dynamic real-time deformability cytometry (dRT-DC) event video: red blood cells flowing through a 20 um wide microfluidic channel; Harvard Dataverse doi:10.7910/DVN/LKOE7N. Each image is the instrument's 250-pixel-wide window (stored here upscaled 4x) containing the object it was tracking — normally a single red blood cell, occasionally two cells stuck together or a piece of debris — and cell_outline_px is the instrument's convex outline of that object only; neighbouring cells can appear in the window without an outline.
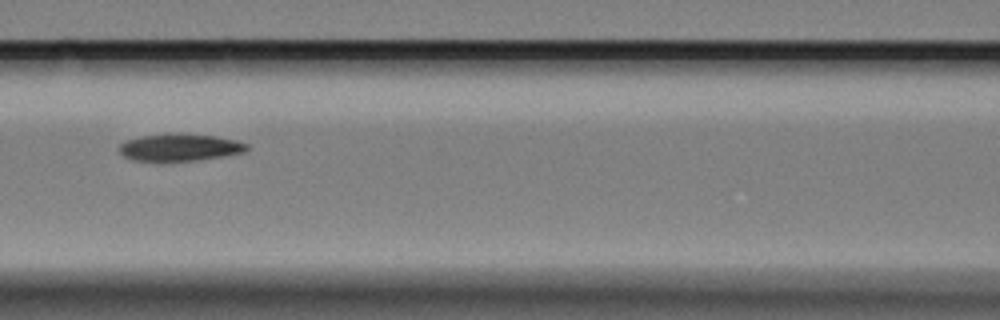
{"species": "Egyptian fruit bat (a non-hibernating species)", "species_latin": "Rousettus aegyptiacus", "temperature_condition": "cold", "stored_images_in_passage": 5, "segment_of_instrument_passage": [1, 2], "camera_frame_rate_fps": 3000, "um_per_image_px": 0.085, "animal": {"sex": "female"}, "frame": {"image": 1, "passage_image": 3, "time_ms": 2.333, "image_size_px": [1000, 320], "cell_outline_px": [[248, 148], [244, 152], [196, 160], [132, 160], [124, 156], [120, 152], [120, 144], [124, 140], [140, 136], [168, 132], [184, 132], [216, 136], [236, 140], [248, 144]], "centroid_in_image_um": [15.26, 12.48], "position_along_channel_um": 151.3, "area_um2": 20.35}}
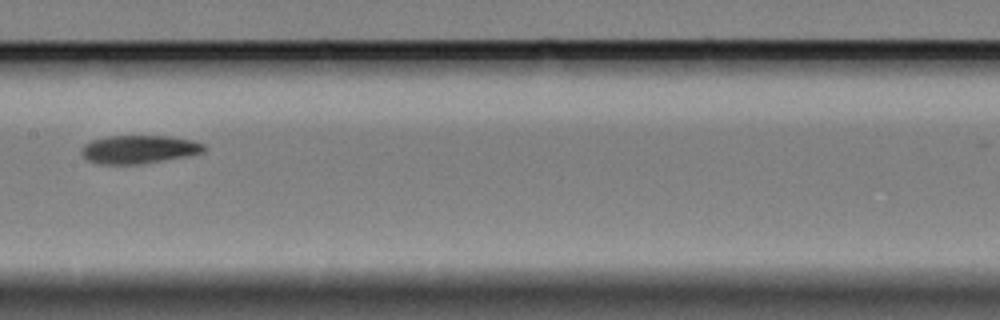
{"frame": {"image": 2, "passage_image": 4, "time_ms": 3.667, "image_size_px": [1000, 320], "cell_outline_px": [[208, 148], [204, 152], [188, 156], [140, 164], [96, 164], [88, 160], [80, 152], [80, 148], [84, 144], [92, 140], [108, 136], [168, 136], [192, 140], [204, 144]], "centroid_in_image_um": [11.81, 12.7], "position_along_channel_um": 195.6, "area_um2": 20.35}}